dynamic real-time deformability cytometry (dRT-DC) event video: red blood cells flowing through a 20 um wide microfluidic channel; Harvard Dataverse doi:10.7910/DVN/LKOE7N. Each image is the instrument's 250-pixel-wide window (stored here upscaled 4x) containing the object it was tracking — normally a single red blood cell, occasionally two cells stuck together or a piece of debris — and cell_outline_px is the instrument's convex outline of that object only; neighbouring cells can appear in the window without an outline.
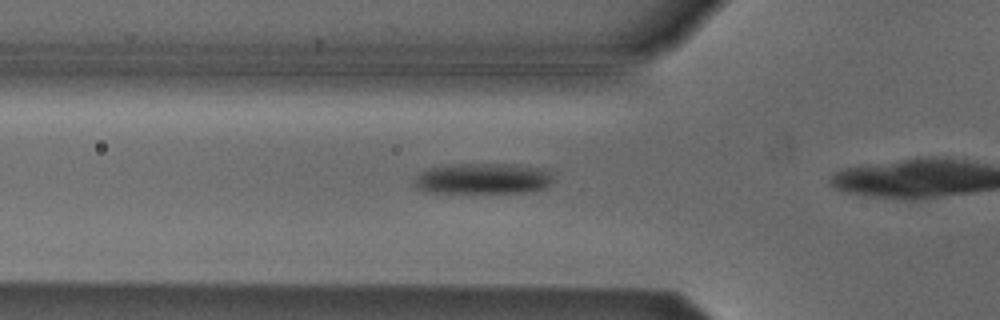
{"species": "Egyptian fruit bat (a non-hibernating species)", "species_latin": "Rousettus aegyptiacus", "temperature_condition": "cold", "stored_images_in_passage": 8, "camera_frame_rate_fps": 3000, "um_per_image_px": 0.085, "animal": {"sex": "male"}, "frame": {"image": 1, "passage_image": 3, "time_ms": 0.667, "image_size_px": [1000, 320], "cell_outline_px": [[552, 184], [544, 188], [524, 192], [424, 192], [416, 188], [412, 184], [416, 176], [420, 172], [432, 168], [452, 164], [516, 164], [544, 168], [552, 172]], "centroid_in_image_um": [41.06, 15.17], "position_along_channel_um": 84.7, "area_um2": 25.09}}
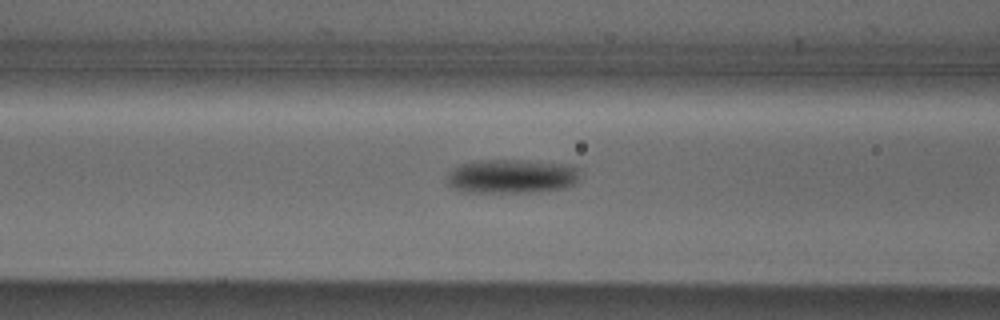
{"frame": {"image": 2, "passage_image": 6, "time_ms": 1.667, "image_size_px": [1000, 320], "cell_outline_px": [[580, 176], [572, 184], [564, 188], [536, 192], [464, 192], [448, 184], [448, 172], [452, 168], [460, 164], [476, 160], [524, 160], [572, 164], [580, 168]], "centroid_in_image_um": [43.53, 14.97], "position_along_channel_um": 123.1, "area_um2": 26.7}}